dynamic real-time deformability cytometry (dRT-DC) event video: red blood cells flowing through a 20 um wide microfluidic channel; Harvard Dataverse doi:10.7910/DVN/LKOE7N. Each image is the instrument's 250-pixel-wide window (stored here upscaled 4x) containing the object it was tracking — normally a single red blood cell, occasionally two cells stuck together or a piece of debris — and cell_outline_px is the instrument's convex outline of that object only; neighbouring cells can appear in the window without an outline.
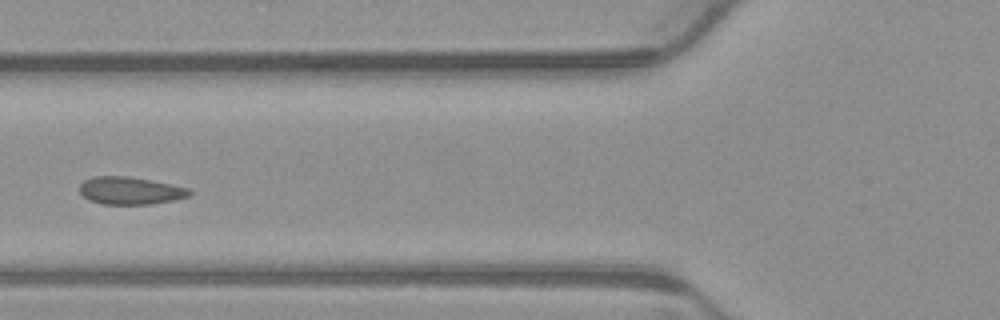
{"species": "common noctule bat (a hibernating species)", "species_latin": "Nyctalus noctula", "temperature_condition": "warm", "stored_images_in_passage": 5, "camera_frame_rate_fps": 3000, "um_per_image_px": 0.085, "animal": {"sex": "male", "body_mass_g": 23.1, "forearm_length_mm": 52.7}, "frame": {"image": 1, "passage_image": 5, "time_ms": 1.333, "image_size_px": [1000, 320], "cell_outline_px": [[192, 192], [188, 196], [172, 200], [152, 204], [100, 204], [88, 200], [80, 192], [80, 184], [84, 180], [92, 176], [128, 176], [152, 180], [172, 184], [188, 188]], "centroid_in_image_um": [11.04, 16.2], "position_along_channel_um": 114.8, "area_um2": 17.69}}